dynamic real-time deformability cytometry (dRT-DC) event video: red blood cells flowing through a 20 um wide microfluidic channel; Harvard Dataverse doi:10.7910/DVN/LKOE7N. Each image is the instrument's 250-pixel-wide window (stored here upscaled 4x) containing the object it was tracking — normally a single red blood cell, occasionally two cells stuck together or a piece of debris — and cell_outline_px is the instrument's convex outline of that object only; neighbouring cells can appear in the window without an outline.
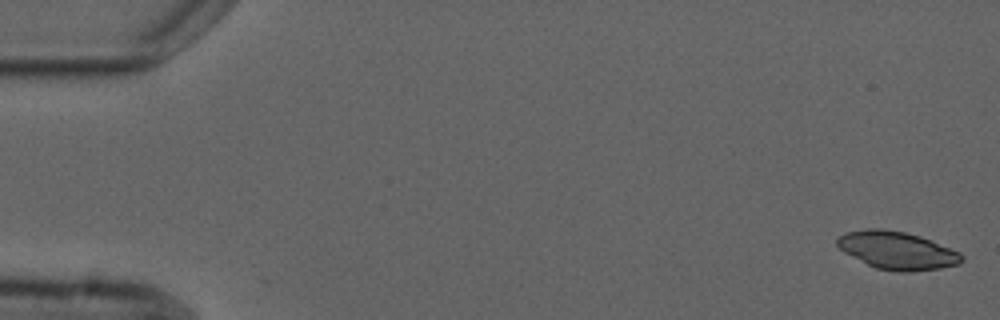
{"species": "common noctule bat (a hibernating species)", "species_latin": "Nyctalus noctula", "temperature_condition": "cold", "stored_images_in_passage": 6, "camera_frame_rate_fps": 3000, "um_per_image_px": 0.085, "animal": {"sex": "male", "forearm_length_mm": 52.5}, "frame": {"image": 1, "passage_image": 1, "time_ms": 0.0, "image_size_px": [1000, 320], "cell_outline_px": [[964, 260], [960, 264], [940, 268], [908, 272], [900, 272], [876, 268], [844, 252], [836, 244], [836, 240], [844, 232], [868, 228], [880, 228], [904, 232], [920, 236], [932, 240], [960, 252], [964, 256]], "centroid_in_image_um": [76.28, 21.28], "position_along_channel_um": 8.7, "area_um2": 27.46}}